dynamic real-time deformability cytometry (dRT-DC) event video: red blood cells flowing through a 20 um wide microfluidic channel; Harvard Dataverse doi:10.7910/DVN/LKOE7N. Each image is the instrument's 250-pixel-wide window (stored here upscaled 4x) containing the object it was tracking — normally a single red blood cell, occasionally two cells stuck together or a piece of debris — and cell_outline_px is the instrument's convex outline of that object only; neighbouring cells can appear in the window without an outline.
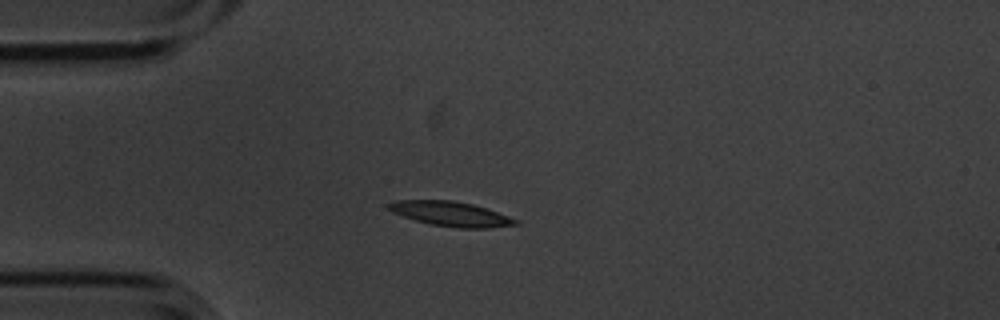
{"species": "common noctule bat (a hibernating species)", "species_latin": "Nyctalus noctula", "temperature_condition": "cold", "stored_images_in_passage": 8, "camera_frame_rate_fps": 3000, "um_per_image_px": 0.085, "animal": {"sex": "male", "body_mass_g": 20.1, "forearm_length_mm": 53.5}, "frame": {"image": 1, "passage_image": 5, "time_ms": 1.333, "image_size_px": [1000, 320], "cell_outline_px": [[520, 224], [488, 228], [460, 228], [428, 224], [392, 212], [388, 208], [388, 204], [396, 200], [452, 200], [472, 204], [520, 220]], "centroid_in_image_um": [38.33, 18.18], "position_along_channel_um": 46.7, "area_um2": 18.09}}
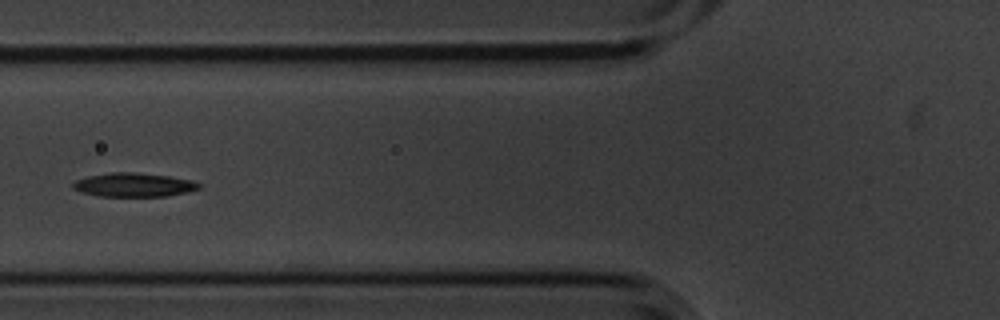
{"frame": {"image": 2, "passage_image": 7, "time_ms": 2.0, "image_size_px": [1000, 320], "cell_outline_px": [[200, 188], [188, 192], [168, 196], [100, 196], [84, 192], [72, 188], [72, 184], [76, 180], [88, 176], [112, 172], [136, 172], [168, 176], [192, 180], [200, 184]], "centroid_in_image_um": [11.39, 15.71], "position_along_channel_um": 114.4, "area_um2": 17.4}}
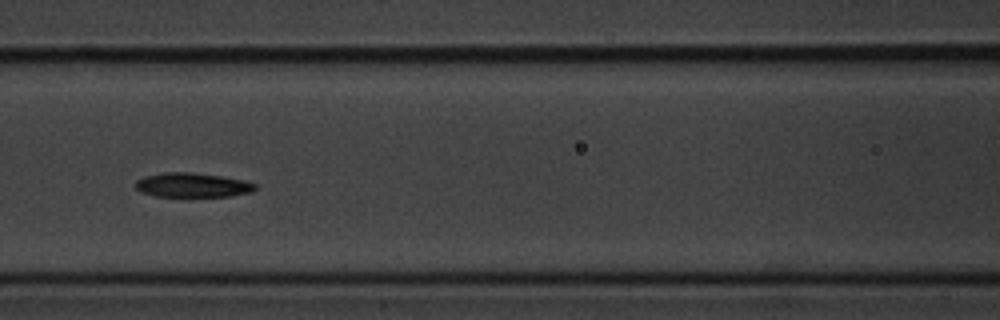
{"frame": {"image": 3, "passage_image": 8, "time_ms": 2.333, "image_size_px": [1000, 320], "cell_outline_px": [[256, 188], [252, 192], [232, 196], [156, 196], [140, 192], [136, 188], [136, 180], [144, 176], [164, 172], [188, 172], [220, 176], [244, 180], [256, 184]], "centroid_in_image_um": [16.35, 15.73], "position_along_channel_um": 150.3, "area_um2": 16.94}}